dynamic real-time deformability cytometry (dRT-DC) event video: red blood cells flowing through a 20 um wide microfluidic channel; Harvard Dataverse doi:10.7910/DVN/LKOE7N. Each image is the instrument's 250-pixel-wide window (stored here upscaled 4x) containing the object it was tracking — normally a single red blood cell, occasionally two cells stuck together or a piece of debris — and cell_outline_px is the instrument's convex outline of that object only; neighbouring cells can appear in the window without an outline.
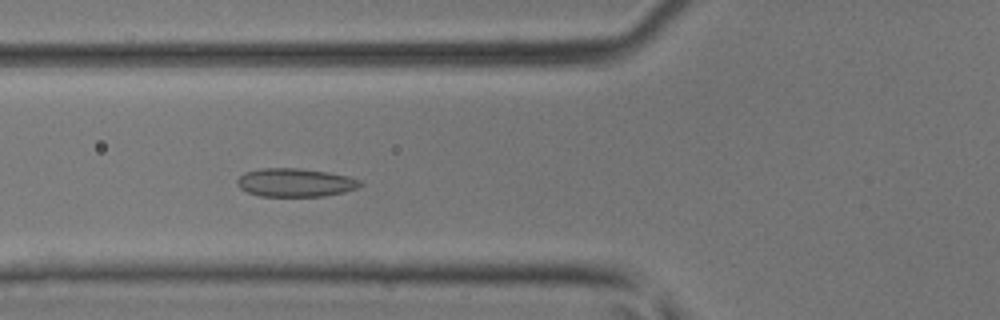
{"species": "common noctule bat (a hibernating species)", "species_latin": "Nyctalus noctula", "temperature_condition": "room temperature", "stored_images_in_passage": 42, "camera_frame_rate_fps": 3000, "um_per_image_px": 0.085, "animal": {"sex": "male", "body_mass_g": 17.9, "forearm_length_mm": 54.2}, "frame": {"image": 1, "passage_image": 12, "time_ms": 3.667, "image_size_px": [1000, 320], "cell_outline_px": [[364, 184], [356, 188], [344, 192], [324, 196], [260, 196], [248, 192], [240, 188], [236, 184], [236, 180], [244, 172], [260, 168], [300, 168], [328, 172], [348, 176], [360, 180]], "centroid_in_image_um": [25.08, 15.51], "position_along_channel_um": 100.7, "area_um2": 20.46}}
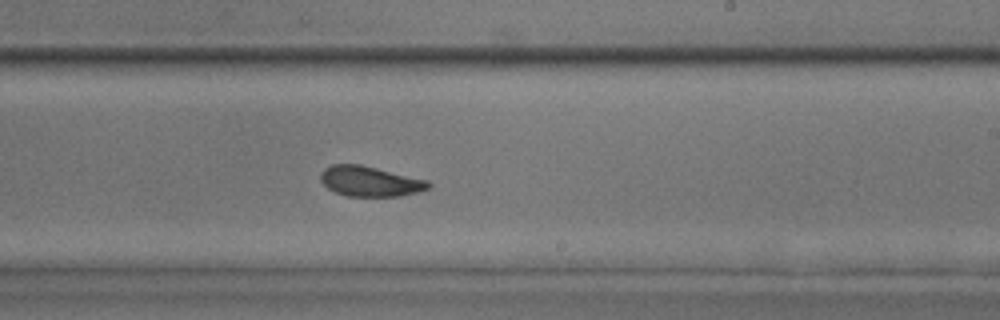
{"frame": {"image": 2, "passage_image": 23, "time_ms": 7.333, "image_size_px": [1000, 320], "cell_outline_px": [[432, 184], [428, 188], [420, 192], [400, 196], [344, 196], [328, 188], [320, 180], [320, 172], [324, 168], [332, 164], [360, 164], [428, 180]], "centroid_in_image_um": [31.45, 15.41], "position_along_channel_um": 257.6, "area_um2": 19.07}}
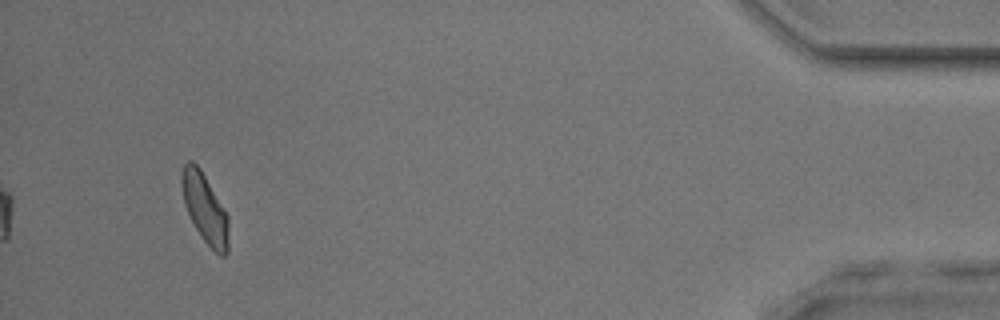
{"frame": {"image": 3, "passage_image": 39, "time_ms": 12.667, "image_size_px": [1000, 320], "cell_outline_px": [[228, 252], [224, 256], [220, 256], [200, 236], [184, 204], [180, 184], [180, 172], [184, 164], [188, 160], [192, 160], [200, 168], [228, 216]], "centroid_in_image_um": [17.38, 17.67], "position_along_channel_um": 417.8, "area_um2": 18.84}}